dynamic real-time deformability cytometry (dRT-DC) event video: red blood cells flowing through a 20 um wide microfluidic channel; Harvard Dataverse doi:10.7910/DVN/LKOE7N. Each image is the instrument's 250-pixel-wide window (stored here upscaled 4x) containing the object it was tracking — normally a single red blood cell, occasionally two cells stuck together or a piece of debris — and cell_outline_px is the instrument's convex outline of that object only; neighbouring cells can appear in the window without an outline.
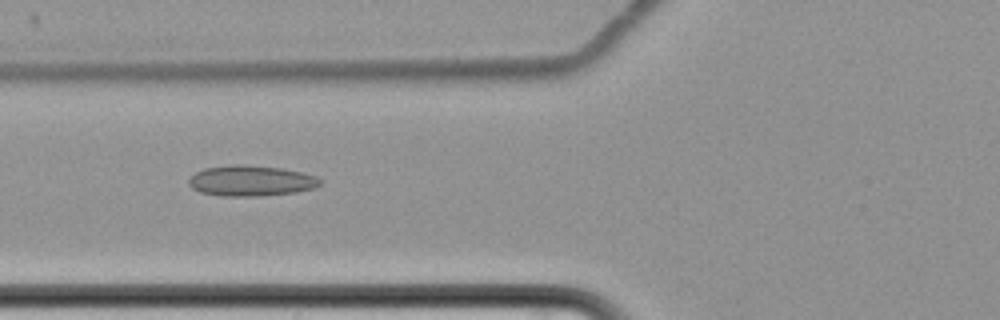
{"species": "common noctule bat (a hibernating species)", "species_latin": "Nyctalus noctula", "temperature_condition": "cold", "stored_images_in_passage": 7, "camera_frame_rate_fps": 3000, "um_per_image_px": 0.085, "animal": {"sex": "female", "body_mass_g": 22.7, "forearm_length_mm": 54.2}, "frame": {"image": 1, "passage_image": 6, "time_ms": 7.0, "image_size_px": [1000, 320], "cell_outline_px": [[324, 180], [316, 188], [296, 192], [260, 196], [220, 196], [200, 192], [192, 188], [188, 184], [188, 180], [196, 172], [204, 168], [232, 164], [244, 164], [284, 168], [316, 176]], "centroid_in_image_um": [21.35, 15.36], "position_along_channel_um": 104.4, "area_um2": 23.76}}
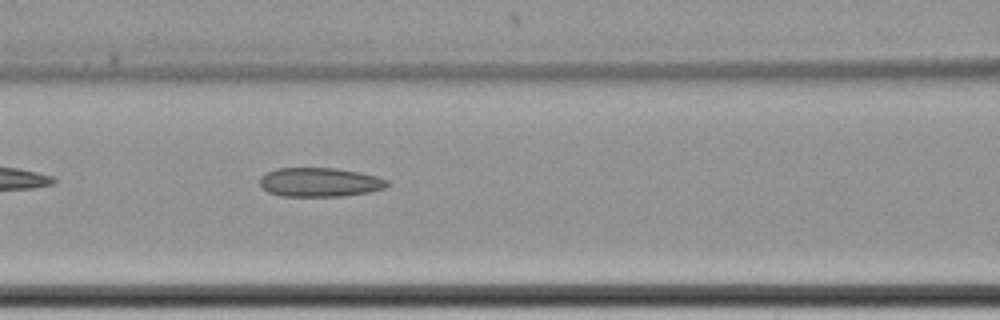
{"frame": {"image": 2, "passage_image": 7, "time_ms": 8.0, "image_size_px": [1000, 320], "cell_outline_px": [[388, 184], [384, 188], [368, 192], [340, 196], [280, 196], [268, 192], [260, 188], [260, 176], [276, 168], [336, 168], [376, 176], [388, 180]], "centroid_in_image_um": [27.12, 15.49], "position_along_channel_um": 139.5, "area_um2": 21.5}}